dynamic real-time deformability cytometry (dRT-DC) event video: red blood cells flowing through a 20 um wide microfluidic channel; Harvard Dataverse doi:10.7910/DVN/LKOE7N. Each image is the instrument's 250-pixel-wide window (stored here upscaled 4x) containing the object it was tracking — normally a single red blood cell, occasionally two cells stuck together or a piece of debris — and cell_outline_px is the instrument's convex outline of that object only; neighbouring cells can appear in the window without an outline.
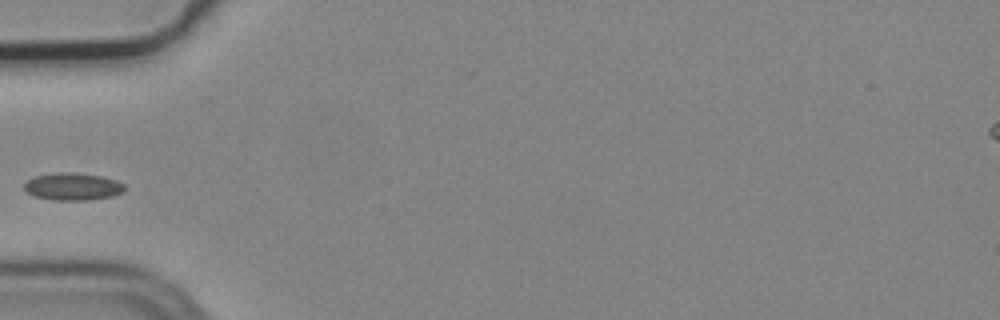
{"species": "common noctule bat (a hibernating species)", "species_latin": "Nyctalus noctula", "temperature_condition": "cold", "stored_images_in_passage": 3, "camera_frame_rate_fps": 3000, "um_per_image_px": 0.085, "animal": {"sex": "male", "body_mass_g": 19.2, "forearm_length_mm": 51.8}, "frame": {"image": 1, "passage_image": 3, "time_ms": 0.667, "image_size_px": [1000, 320], "cell_outline_px": [[124, 192], [112, 196], [88, 200], [52, 200], [36, 196], [28, 192], [24, 188], [24, 184], [32, 176], [56, 172], [76, 172], [100, 176], [116, 180], [124, 184]], "centroid_in_image_um": [6.18, 15.85], "position_along_channel_um": 78.8, "area_um2": 16.07}}